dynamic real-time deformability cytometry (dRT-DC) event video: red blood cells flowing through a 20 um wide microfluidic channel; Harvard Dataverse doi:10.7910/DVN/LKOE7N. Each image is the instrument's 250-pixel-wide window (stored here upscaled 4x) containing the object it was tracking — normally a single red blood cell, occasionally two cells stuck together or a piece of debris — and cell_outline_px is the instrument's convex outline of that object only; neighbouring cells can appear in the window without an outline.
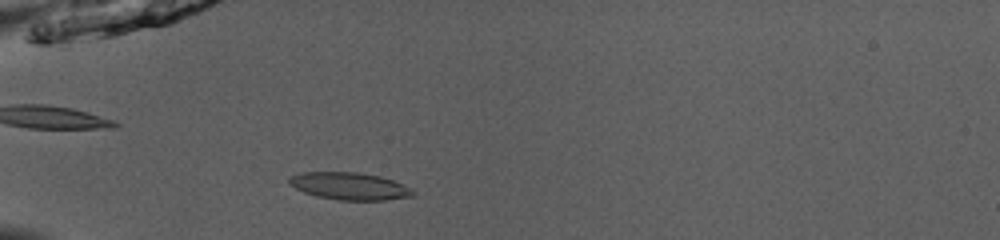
{"species": "common noctule bat (a hibernating species)", "species_latin": "Nyctalus noctula", "temperature_condition": "room temperature", "stored_images_in_passage": 51, "camera_frame_rate_fps": 3000, "um_per_image_px": 0.085, "animal": {"sex": "male", "body_mass_g": 13.0, "forearm_length_mm": 53.1}, "frame": {"image": 1, "passage_image": 16, "time_ms": 5.0, "image_size_px": [1000, 240], "cell_outline_px": [[416, 196], [384, 200], [340, 200], [316, 196], [304, 192], [288, 184], [288, 176], [300, 172], [356, 172], [380, 176], [392, 180], [412, 188], [416, 192]], "centroid_in_image_um": [29.71, 15.82], "position_along_channel_um": 55.3, "area_um2": 19.88}}
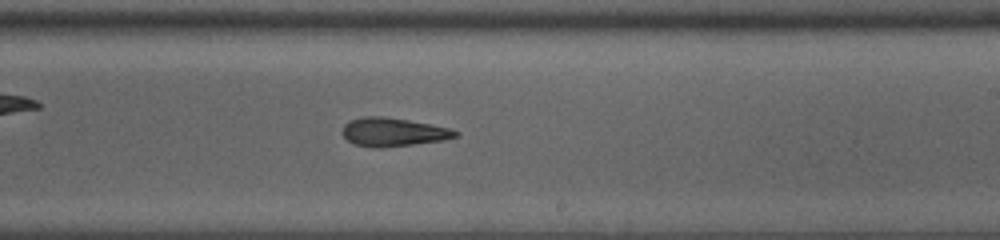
{"frame": {"image": 2, "passage_image": 32, "time_ms": 10.333, "image_size_px": [1000, 240], "cell_outline_px": [[460, 136], [444, 140], [380, 148], [372, 148], [352, 144], [344, 136], [344, 124], [348, 120], [364, 116], [384, 116], [408, 120], [448, 128], [460, 132]], "centroid_in_image_um": [33.41, 11.23], "position_along_channel_um": 255.6, "area_um2": 18.79}}
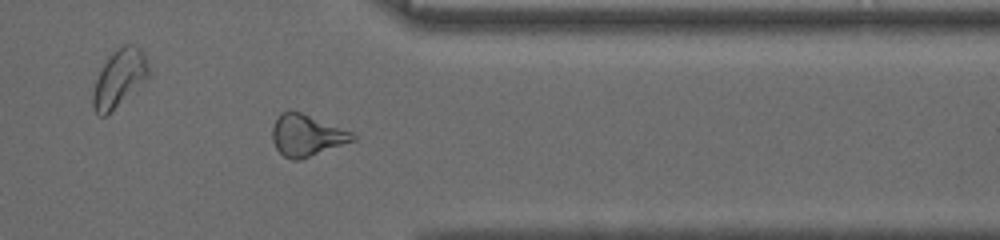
{"frame": {"image": 3, "passage_image": 42, "time_ms": 13.667, "image_size_px": [1000, 240], "cell_outline_px": [[356, 140], [300, 160], [292, 160], [284, 156], [276, 148], [272, 140], [272, 128], [280, 112], [288, 108], [300, 112], [352, 132], [356, 136]], "centroid_in_image_um": [26.04, 11.5], "position_along_channel_um": 385.4, "area_um2": 19.48}, "authors_computed_cell_mechanics": {"area_um2": 18.9584, "velocity_mm_per_s": 3.9801, "shape_relaxation_time_tau1_ms": 6.8532, "shape_relaxation_time_tau2_ms": 5.8331, "deformation_change_tau1": 0.1954, "deformation_change_tau2": 0.1357}}